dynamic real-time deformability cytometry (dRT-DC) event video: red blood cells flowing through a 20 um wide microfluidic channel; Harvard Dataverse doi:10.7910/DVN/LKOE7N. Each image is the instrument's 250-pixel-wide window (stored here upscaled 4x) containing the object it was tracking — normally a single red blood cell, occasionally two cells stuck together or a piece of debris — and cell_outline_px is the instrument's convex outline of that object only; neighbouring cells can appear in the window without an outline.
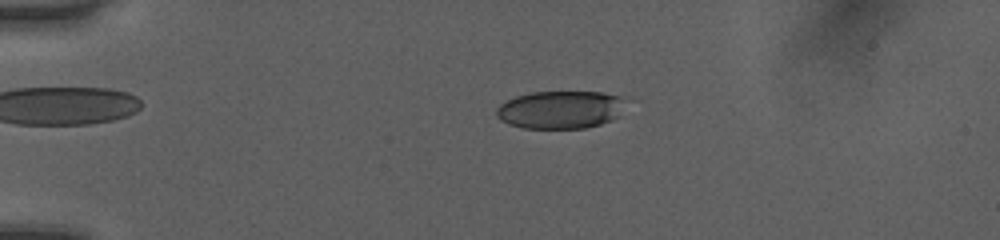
{"species": "human", "species_latin": "Homo sapiens", "temperature_condition": "room temperature", "stored_images_in_passage": 52, "camera_frame_rate_fps": 3000, "um_per_image_px": 0.085, "donor": {"sex": "female"}, "frame": {"image": 1, "passage_image": 13, "time_ms": 4.0, "image_size_px": [1000, 240], "cell_outline_px": [[620, 100], [616, 116], [612, 120], [600, 124], [584, 128], [524, 128], [508, 124], [500, 120], [496, 116], [496, 108], [500, 104], [516, 96], [532, 92], [600, 92], [620, 96]], "centroid_in_image_um": [47.51, 9.33], "position_along_channel_um": 37.5, "area_um2": 27.92}}
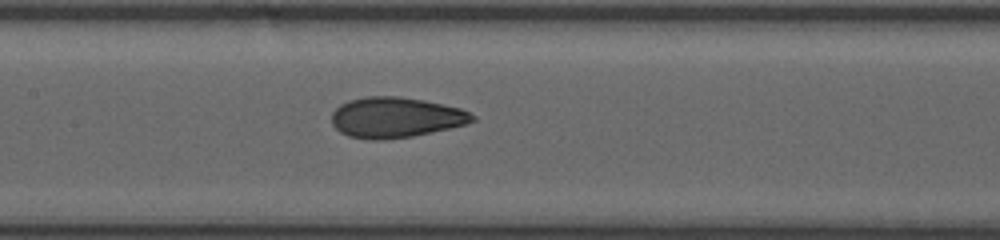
{"frame": {"image": 2, "passage_image": 27, "time_ms": 8.667, "image_size_px": [1000, 240], "cell_outline_px": [[476, 120], [464, 124], [448, 128], [412, 136], [380, 140], [372, 140], [348, 136], [340, 132], [332, 124], [332, 112], [340, 104], [348, 100], [368, 96], [396, 96], [424, 100], [460, 108], [476, 116]], "centroid_in_image_um": [33.6, 9.98], "position_along_channel_um": 173.8, "area_um2": 33.0}}
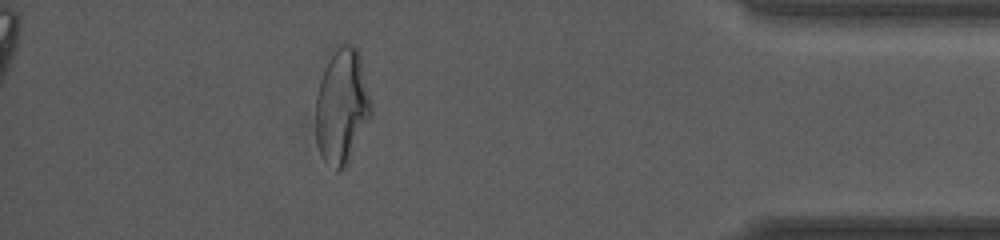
{"frame": {"image": 3, "passage_image": 47, "time_ms": 15.333, "image_size_px": [1000, 240], "cell_outline_px": [[372, 116], [344, 168], [340, 172], [336, 172], [320, 156], [316, 144], [316, 92], [328, 52], [336, 44], [352, 44], [356, 48], [360, 56], [372, 104]], "centroid_in_image_um": [29.03, 8.99], "position_along_channel_um": 406.2, "area_um2": 38.03}, "authors_computed_cell_mechanics": {"area_um2": 32.5992, "velocity_mm_per_s": 4.0595, "shape_relaxation_time_tau1_ms": 4.2153, "shape_relaxation_time_tau2_ms": 0.9958, "deformation_change_tau1": 0.146, "deformation_change_tau2": 0.0752}}